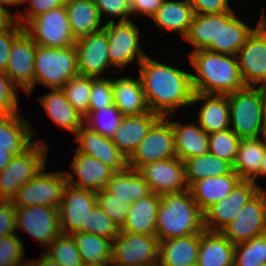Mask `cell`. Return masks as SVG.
<instances>
[{
	"instance_id": "cell-1",
	"label": "cell",
	"mask_w": 266,
	"mask_h": 266,
	"mask_svg": "<svg viewBox=\"0 0 266 266\" xmlns=\"http://www.w3.org/2000/svg\"><path fill=\"white\" fill-rule=\"evenodd\" d=\"M138 68L150 111L166 117L178 109L191 107L194 90L190 70L158 61L148 55Z\"/></svg>"
},
{
	"instance_id": "cell-2",
	"label": "cell",
	"mask_w": 266,
	"mask_h": 266,
	"mask_svg": "<svg viewBox=\"0 0 266 266\" xmlns=\"http://www.w3.org/2000/svg\"><path fill=\"white\" fill-rule=\"evenodd\" d=\"M193 72L191 81L194 92L212 95H230L246 87L237 58L201 49L188 53Z\"/></svg>"
},
{
	"instance_id": "cell-3",
	"label": "cell",
	"mask_w": 266,
	"mask_h": 266,
	"mask_svg": "<svg viewBox=\"0 0 266 266\" xmlns=\"http://www.w3.org/2000/svg\"><path fill=\"white\" fill-rule=\"evenodd\" d=\"M204 230V213L189 189L161 195L156 222L158 241L201 234Z\"/></svg>"
},
{
	"instance_id": "cell-4",
	"label": "cell",
	"mask_w": 266,
	"mask_h": 266,
	"mask_svg": "<svg viewBox=\"0 0 266 266\" xmlns=\"http://www.w3.org/2000/svg\"><path fill=\"white\" fill-rule=\"evenodd\" d=\"M49 144L36 138L23 153L14 155L0 172V200L12 201L18 189L31 181L47 165Z\"/></svg>"
},
{
	"instance_id": "cell-5",
	"label": "cell",
	"mask_w": 266,
	"mask_h": 266,
	"mask_svg": "<svg viewBox=\"0 0 266 266\" xmlns=\"http://www.w3.org/2000/svg\"><path fill=\"white\" fill-rule=\"evenodd\" d=\"M79 74L75 45L65 48L36 46L34 61V87L62 88Z\"/></svg>"
},
{
	"instance_id": "cell-6",
	"label": "cell",
	"mask_w": 266,
	"mask_h": 266,
	"mask_svg": "<svg viewBox=\"0 0 266 266\" xmlns=\"http://www.w3.org/2000/svg\"><path fill=\"white\" fill-rule=\"evenodd\" d=\"M230 129L241 139L266 136L263 98L253 86L228 95Z\"/></svg>"
},
{
	"instance_id": "cell-7",
	"label": "cell",
	"mask_w": 266,
	"mask_h": 266,
	"mask_svg": "<svg viewBox=\"0 0 266 266\" xmlns=\"http://www.w3.org/2000/svg\"><path fill=\"white\" fill-rule=\"evenodd\" d=\"M139 26L131 20L106 22L104 30L108 39V56L113 70L112 74L119 70L123 73L125 67L140 62L148 55L141 44V30ZM115 68V69H114ZM116 70V71H114Z\"/></svg>"
},
{
	"instance_id": "cell-8",
	"label": "cell",
	"mask_w": 266,
	"mask_h": 266,
	"mask_svg": "<svg viewBox=\"0 0 266 266\" xmlns=\"http://www.w3.org/2000/svg\"><path fill=\"white\" fill-rule=\"evenodd\" d=\"M24 32L39 46L65 48L75 45L65 6L51 9L30 20Z\"/></svg>"
},
{
	"instance_id": "cell-9",
	"label": "cell",
	"mask_w": 266,
	"mask_h": 266,
	"mask_svg": "<svg viewBox=\"0 0 266 266\" xmlns=\"http://www.w3.org/2000/svg\"><path fill=\"white\" fill-rule=\"evenodd\" d=\"M47 167L45 165L31 181L18 189L11 201L14 206L48 205L59 209L63 188L67 184L65 170L48 172Z\"/></svg>"
},
{
	"instance_id": "cell-10",
	"label": "cell",
	"mask_w": 266,
	"mask_h": 266,
	"mask_svg": "<svg viewBox=\"0 0 266 266\" xmlns=\"http://www.w3.org/2000/svg\"><path fill=\"white\" fill-rule=\"evenodd\" d=\"M174 115L160 117L149 129L128 159V167L139 170L143 165L177 157L171 119Z\"/></svg>"
},
{
	"instance_id": "cell-11",
	"label": "cell",
	"mask_w": 266,
	"mask_h": 266,
	"mask_svg": "<svg viewBox=\"0 0 266 266\" xmlns=\"http://www.w3.org/2000/svg\"><path fill=\"white\" fill-rule=\"evenodd\" d=\"M15 208L16 232H26L41 246H45L42 251L62 233L57 208L48 205L15 206Z\"/></svg>"
},
{
	"instance_id": "cell-12",
	"label": "cell",
	"mask_w": 266,
	"mask_h": 266,
	"mask_svg": "<svg viewBox=\"0 0 266 266\" xmlns=\"http://www.w3.org/2000/svg\"><path fill=\"white\" fill-rule=\"evenodd\" d=\"M220 232L233 244L266 234V188L251 198Z\"/></svg>"
},
{
	"instance_id": "cell-13",
	"label": "cell",
	"mask_w": 266,
	"mask_h": 266,
	"mask_svg": "<svg viewBox=\"0 0 266 266\" xmlns=\"http://www.w3.org/2000/svg\"><path fill=\"white\" fill-rule=\"evenodd\" d=\"M158 238L120 231L111 243V260L128 266H157Z\"/></svg>"
},
{
	"instance_id": "cell-14",
	"label": "cell",
	"mask_w": 266,
	"mask_h": 266,
	"mask_svg": "<svg viewBox=\"0 0 266 266\" xmlns=\"http://www.w3.org/2000/svg\"><path fill=\"white\" fill-rule=\"evenodd\" d=\"M97 205V193L69 185L64 186L59 206L62 234L83 232L89 212Z\"/></svg>"
},
{
	"instance_id": "cell-15",
	"label": "cell",
	"mask_w": 266,
	"mask_h": 266,
	"mask_svg": "<svg viewBox=\"0 0 266 266\" xmlns=\"http://www.w3.org/2000/svg\"><path fill=\"white\" fill-rule=\"evenodd\" d=\"M260 190L253 180L241 179L227 197L204 212V229L220 232Z\"/></svg>"
},
{
	"instance_id": "cell-16",
	"label": "cell",
	"mask_w": 266,
	"mask_h": 266,
	"mask_svg": "<svg viewBox=\"0 0 266 266\" xmlns=\"http://www.w3.org/2000/svg\"><path fill=\"white\" fill-rule=\"evenodd\" d=\"M79 75L105 78L106 70L113 69L108 56V39L104 29L76 40Z\"/></svg>"
},
{
	"instance_id": "cell-17",
	"label": "cell",
	"mask_w": 266,
	"mask_h": 266,
	"mask_svg": "<svg viewBox=\"0 0 266 266\" xmlns=\"http://www.w3.org/2000/svg\"><path fill=\"white\" fill-rule=\"evenodd\" d=\"M138 172L143 176L150 191L163 195L188 190L184 162L178 157L154 161L143 165Z\"/></svg>"
},
{
	"instance_id": "cell-18",
	"label": "cell",
	"mask_w": 266,
	"mask_h": 266,
	"mask_svg": "<svg viewBox=\"0 0 266 266\" xmlns=\"http://www.w3.org/2000/svg\"><path fill=\"white\" fill-rule=\"evenodd\" d=\"M37 44L23 32L14 42L10 51L5 74L11 83L28 96L34 90V61Z\"/></svg>"
},
{
	"instance_id": "cell-19",
	"label": "cell",
	"mask_w": 266,
	"mask_h": 266,
	"mask_svg": "<svg viewBox=\"0 0 266 266\" xmlns=\"http://www.w3.org/2000/svg\"><path fill=\"white\" fill-rule=\"evenodd\" d=\"M236 58L246 86H254L266 76V19L249 36Z\"/></svg>"
},
{
	"instance_id": "cell-20",
	"label": "cell",
	"mask_w": 266,
	"mask_h": 266,
	"mask_svg": "<svg viewBox=\"0 0 266 266\" xmlns=\"http://www.w3.org/2000/svg\"><path fill=\"white\" fill-rule=\"evenodd\" d=\"M70 166V171L65 170L67 183L73 187L96 193L105 188L114 173L97 158L82 154L76 149Z\"/></svg>"
},
{
	"instance_id": "cell-21",
	"label": "cell",
	"mask_w": 266,
	"mask_h": 266,
	"mask_svg": "<svg viewBox=\"0 0 266 266\" xmlns=\"http://www.w3.org/2000/svg\"><path fill=\"white\" fill-rule=\"evenodd\" d=\"M78 152L97 158L114 172L125 170L128 159L118 150L111 138L102 136L83 125L74 136Z\"/></svg>"
},
{
	"instance_id": "cell-22",
	"label": "cell",
	"mask_w": 266,
	"mask_h": 266,
	"mask_svg": "<svg viewBox=\"0 0 266 266\" xmlns=\"http://www.w3.org/2000/svg\"><path fill=\"white\" fill-rule=\"evenodd\" d=\"M240 16L235 12L219 13L217 53L236 56L253 31L266 19L263 9L260 20L253 28Z\"/></svg>"
},
{
	"instance_id": "cell-23",
	"label": "cell",
	"mask_w": 266,
	"mask_h": 266,
	"mask_svg": "<svg viewBox=\"0 0 266 266\" xmlns=\"http://www.w3.org/2000/svg\"><path fill=\"white\" fill-rule=\"evenodd\" d=\"M196 103L199 105L196 122L205 132L210 134L230 128L228 95L194 92L191 107Z\"/></svg>"
},
{
	"instance_id": "cell-24",
	"label": "cell",
	"mask_w": 266,
	"mask_h": 266,
	"mask_svg": "<svg viewBox=\"0 0 266 266\" xmlns=\"http://www.w3.org/2000/svg\"><path fill=\"white\" fill-rule=\"evenodd\" d=\"M49 90L50 92L37 98V101L55 126L75 136L84 125V116L70 104L61 88Z\"/></svg>"
},
{
	"instance_id": "cell-25",
	"label": "cell",
	"mask_w": 266,
	"mask_h": 266,
	"mask_svg": "<svg viewBox=\"0 0 266 266\" xmlns=\"http://www.w3.org/2000/svg\"><path fill=\"white\" fill-rule=\"evenodd\" d=\"M38 130L34 128L22 111L12 115H0V149L15 155L23 153L34 142Z\"/></svg>"
},
{
	"instance_id": "cell-26",
	"label": "cell",
	"mask_w": 266,
	"mask_h": 266,
	"mask_svg": "<svg viewBox=\"0 0 266 266\" xmlns=\"http://www.w3.org/2000/svg\"><path fill=\"white\" fill-rule=\"evenodd\" d=\"M161 116L155 112L124 116L115 131L112 142L129 159L138 144L147 136L149 129Z\"/></svg>"
},
{
	"instance_id": "cell-27",
	"label": "cell",
	"mask_w": 266,
	"mask_h": 266,
	"mask_svg": "<svg viewBox=\"0 0 266 266\" xmlns=\"http://www.w3.org/2000/svg\"><path fill=\"white\" fill-rule=\"evenodd\" d=\"M111 78L113 102L124 116L141 115L150 112L139 76L123 75ZM125 76V77H124Z\"/></svg>"
},
{
	"instance_id": "cell-28",
	"label": "cell",
	"mask_w": 266,
	"mask_h": 266,
	"mask_svg": "<svg viewBox=\"0 0 266 266\" xmlns=\"http://www.w3.org/2000/svg\"><path fill=\"white\" fill-rule=\"evenodd\" d=\"M200 234L159 241L157 266H196Z\"/></svg>"
},
{
	"instance_id": "cell-29",
	"label": "cell",
	"mask_w": 266,
	"mask_h": 266,
	"mask_svg": "<svg viewBox=\"0 0 266 266\" xmlns=\"http://www.w3.org/2000/svg\"><path fill=\"white\" fill-rule=\"evenodd\" d=\"M241 180L233 170L229 174L207 177L194 182L189 190L192 198L204 213L209 207L227 197Z\"/></svg>"
},
{
	"instance_id": "cell-30",
	"label": "cell",
	"mask_w": 266,
	"mask_h": 266,
	"mask_svg": "<svg viewBox=\"0 0 266 266\" xmlns=\"http://www.w3.org/2000/svg\"><path fill=\"white\" fill-rule=\"evenodd\" d=\"M161 196L151 192L133 202L120 231L156 236V222Z\"/></svg>"
},
{
	"instance_id": "cell-31",
	"label": "cell",
	"mask_w": 266,
	"mask_h": 266,
	"mask_svg": "<svg viewBox=\"0 0 266 266\" xmlns=\"http://www.w3.org/2000/svg\"><path fill=\"white\" fill-rule=\"evenodd\" d=\"M194 11L187 0H164L150 18L163 32L178 33L184 39L190 29Z\"/></svg>"
},
{
	"instance_id": "cell-32",
	"label": "cell",
	"mask_w": 266,
	"mask_h": 266,
	"mask_svg": "<svg viewBox=\"0 0 266 266\" xmlns=\"http://www.w3.org/2000/svg\"><path fill=\"white\" fill-rule=\"evenodd\" d=\"M177 157L184 161L209 152V134L198 123L171 120Z\"/></svg>"
},
{
	"instance_id": "cell-33",
	"label": "cell",
	"mask_w": 266,
	"mask_h": 266,
	"mask_svg": "<svg viewBox=\"0 0 266 266\" xmlns=\"http://www.w3.org/2000/svg\"><path fill=\"white\" fill-rule=\"evenodd\" d=\"M235 244L221 232L204 230L200 234V247L196 266H233Z\"/></svg>"
},
{
	"instance_id": "cell-34",
	"label": "cell",
	"mask_w": 266,
	"mask_h": 266,
	"mask_svg": "<svg viewBox=\"0 0 266 266\" xmlns=\"http://www.w3.org/2000/svg\"><path fill=\"white\" fill-rule=\"evenodd\" d=\"M71 32L77 40L83 36L100 31L105 26L93 0H66Z\"/></svg>"
},
{
	"instance_id": "cell-35",
	"label": "cell",
	"mask_w": 266,
	"mask_h": 266,
	"mask_svg": "<svg viewBox=\"0 0 266 266\" xmlns=\"http://www.w3.org/2000/svg\"><path fill=\"white\" fill-rule=\"evenodd\" d=\"M104 189L129 206L151 193L143 176L130 167L114 172Z\"/></svg>"
},
{
	"instance_id": "cell-36",
	"label": "cell",
	"mask_w": 266,
	"mask_h": 266,
	"mask_svg": "<svg viewBox=\"0 0 266 266\" xmlns=\"http://www.w3.org/2000/svg\"><path fill=\"white\" fill-rule=\"evenodd\" d=\"M266 150V136L241 139L232 169L241 179L252 180L258 173Z\"/></svg>"
},
{
	"instance_id": "cell-37",
	"label": "cell",
	"mask_w": 266,
	"mask_h": 266,
	"mask_svg": "<svg viewBox=\"0 0 266 266\" xmlns=\"http://www.w3.org/2000/svg\"><path fill=\"white\" fill-rule=\"evenodd\" d=\"M219 33V13L218 14H194L189 32L183 39L192 45L190 52L206 49L217 53V39Z\"/></svg>"
},
{
	"instance_id": "cell-38",
	"label": "cell",
	"mask_w": 266,
	"mask_h": 266,
	"mask_svg": "<svg viewBox=\"0 0 266 266\" xmlns=\"http://www.w3.org/2000/svg\"><path fill=\"white\" fill-rule=\"evenodd\" d=\"M183 162L188 187L198 180L223 176L233 171L232 165L228 161L219 159L210 152L201 156L191 157Z\"/></svg>"
},
{
	"instance_id": "cell-39",
	"label": "cell",
	"mask_w": 266,
	"mask_h": 266,
	"mask_svg": "<svg viewBox=\"0 0 266 266\" xmlns=\"http://www.w3.org/2000/svg\"><path fill=\"white\" fill-rule=\"evenodd\" d=\"M83 263H102L111 260V243L92 233L77 232L72 234Z\"/></svg>"
},
{
	"instance_id": "cell-40",
	"label": "cell",
	"mask_w": 266,
	"mask_h": 266,
	"mask_svg": "<svg viewBox=\"0 0 266 266\" xmlns=\"http://www.w3.org/2000/svg\"><path fill=\"white\" fill-rule=\"evenodd\" d=\"M123 117L120 110L112 105L96 111H89L84 117V125L104 137L112 138Z\"/></svg>"
},
{
	"instance_id": "cell-41",
	"label": "cell",
	"mask_w": 266,
	"mask_h": 266,
	"mask_svg": "<svg viewBox=\"0 0 266 266\" xmlns=\"http://www.w3.org/2000/svg\"><path fill=\"white\" fill-rule=\"evenodd\" d=\"M266 264V234L235 244L233 266H261Z\"/></svg>"
},
{
	"instance_id": "cell-42",
	"label": "cell",
	"mask_w": 266,
	"mask_h": 266,
	"mask_svg": "<svg viewBox=\"0 0 266 266\" xmlns=\"http://www.w3.org/2000/svg\"><path fill=\"white\" fill-rule=\"evenodd\" d=\"M43 252L63 266L83 265V261L72 235L61 233Z\"/></svg>"
},
{
	"instance_id": "cell-43",
	"label": "cell",
	"mask_w": 266,
	"mask_h": 266,
	"mask_svg": "<svg viewBox=\"0 0 266 266\" xmlns=\"http://www.w3.org/2000/svg\"><path fill=\"white\" fill-rule=\"evenodd\" d=\"M61 89L70 104L85 117L89 113L92 77L78 74L71 78Z\"/></svg>"
},
{
	"instance_id": "cell-44",
	"label": "cell",
	"mask_w": 266,
	"mask_h": 266,
	"mask_svg": "<svg viewBox=\"0 0 266 266\" xmlns=\"http://www.w3.org/2000/svg\"><path fill=\"white\" fill-rule=\"evenodd\" d=\"M241 138L230 128L209 134V152L219 159L234 163Z\"/></svg>"
},
{
	"instance_id": "cell-45",
	"label": "cell",
	"mask_w": 266,
	"mask_h": 266,
	"mask_svg": "<svg viewBox=\"0 0 266 266\" xmlns=\"http://www.w3.org/2000/svg\"><path fill=\"white\" fill-rule=\"evenodd\" d=\"M83 232L92 233L113 241L120 227L97 204L88 214Z\"/></svg>"
},
{
	"instance_id": "cell-46",
	"label": "cell",
	"mask_w": 266,
	"mask_h": 266,
	"mask_svg": "<svg viewBox=\"0 0 266 266\" xmlns=\"http://www.w3.org/2000/svg\"><path fill=\"white\" fill-rule=\"evenodd\" d=\"M22 240L18 232L0 238V266H16L26 261Z\"/></svg>"
},
{
	"instance_id": "cell-47",
	"label": "cell",
	"mask_w": 266,
	"mask_h": 266,
	"mask_svg": "<svg viewBox=\"0 0 266 266\" xmlns=\"http://www.w3.org/2000/svg\"><path fill=\"white\" fill-rule=\"evenodd\" d=\"M114 105L113 86L109 77L93 78L89 99V111H96Z\"/></svg>"
},
{
	"instance_id": "cell-48",
	"label": "cell",
	"mask_w": 266,
	"mask_h": 266,
	"mask_svg": "<svg viewBox=\"0 0 266 266\" xmlns=\"http://www.w3.org/2000/svg\"><path fill=\"white\" fill-rule=\"evenodd\" d=\"M97 204L121 228L129 212L126 201L119 200L105 189L97 192Z\"/></svg>"
},
{
	"instance_id": "cell-49",
	"label": "cell",
	"mask_w": 266,
	"mask_h": 266,
	"mask_svg": "<svg viewBox=\"0 0 266 266\" xmlns=\"http://www.w3.org/2000/svg\"><path fill=\"white\" fill-rule=\"evenodd\" d=\"M102 19L110 18L107 22L131 20L129 0H93ZM105 15V16H104ZM114 18V19H112Z\"/></svg>"
},
{
	"instance_id": "cell-50",
	"label": "cell",
	"mask_w": 266,
	"mask_h": 266,
	"mask_svg": "<svg viewBox=\"0 0 266 266\" xmlns=\"http://www.w3.org/2000/svg\"><path fill=\"white\" fill-rule=\"evenodd\" d=\"M19 90L11 83L5 72L0 71V115H12L19 108Z\"/></svg>"
},
{
	"instance_id": "cell-51",
	"label": "cell",
	"mask_w": 266,
	"mask_h": 266,
	"mask_svg": "<svg viewBox=\"0 0 266 266\" xmlns=\"http://www.w3.org/2000/svg\"><path fill=\"white\" fill-rule=\"evenodd\" d=\"M26 6V14L22 11H15L13 14L23 27L32 19L36 18L40 14H43L51 9H56L65 6L66 0H24Z\"/></svg>"
},
{
	"instance_id": "cell-52",
	"label": "cell",
	"mask_w": 266,
	"mask_h": 266,
	"mask_svg": "<svg viewBox=\"0 0 266 266\" xmlns=\"http://www.w3.org/2000/svg\"><path fill=\"white\" fill-rule=\"evenodd\" d=\"M23 32L24 27L18 21L9 29L0 31V71H6L13 42Z\"/></svg>"
},
{
	"instance_id": "cell-53",
	"label": "cell",
	"mask_w": 266,
	"mask_h": 266,
	"mask_svg": "<svg viewBox=\"0 0 266 266\" xmlns=\"http://www.w3.org/2000/svg\"><path fill=\"white\" fill-rule=\"evenodd\" d=\"M193 8L194 14H218L235 12L230 1L232 0H187Z\"/></svg>"
},
{
	"instance_id": "cell-54",
	"label": "cell",
	"mask_w": 266,
	"mask_h": 266,
	"mask_svg": "<svg viewBox=\"0 0 266 266\" xmlns=\"http://www.w3.org/2000/svg\"><path fill=\"white\" fill-rule=\"evenodd\" d=\"M16 208L11 201L0 200V238L16 234Z\"/></svg>"
},
{
	"instance_id": "cell-55",
	"label": "cell",
	"mask_w": 266,
	"mask_h": 266,
	"mask_svg": "<svg viewBox=\"0 0 266 266\" xmlns=\"http://www.w3.org/2000/svg\"><path fill=\"white\" fill-rule=\"evenodd\" d=\"M131 15L134 18L146 16V18H151L156 11L161 7L164 0H129Z\"/></svg>"
},
{
	"instance_id": "cell-56",
	"label": "cell",
	"mask_w": 266,
	"mask_h": 266,
	"mask_svg": "<svg viewBox=\"0 0 266 266\" xmlns=\"http://www.w3.org/2000/svg\"><path fill=\"white\" fill-rule=\"evenodd\" d=\"M16 22V16L9 11L8 7L0 6V31L9 29Z\"/></svg>"
},
{
	"instance_id": "cell-57",
	"label": "cell",
	"mask_w": 266,
	"mask_h": 266,
	"mask_svg": "<svg viewBox=\"0 0 266 266\" xmlns=\"http://www.w3.org/2000/svg\"><path fill=\"white\" fill-rule=\"evenodd\" d=\"M32 262L33 266H63L59 262L50 258L47 254L43 251L40 254V257L37 259H29Z\"/></svg>"
},
{
	"instance_id": "cell-58",
	"label": "cell",
	"mask_w": 266,
	"mask_h": 266,
	"mask_svg": "<svg viewBox=\"0 0 266 266\" xmlns=\"http://www.w3.org/2000/svg\"><path fill=\"white\" fill-rule=\"evenodd\" d=\"M15 154L0 149V172L10 163Z\"/></svg>"
},
{
	"instance_id": "cell-59",
	"label": "cell",
	"mask_w": 266,
	"mask_h": 266,
	"mask_svg": "<svg viewBox=\"0 0 266 266\" xmlns=\"http://www.w3.org/2000/svg\"><path fill=\"white\" fill-rule=\"evenodd\" d=\"M261 177L266 178V150H265L263 158H262V163H261V166L259 168V173L252 179L261 189H264V187L261 186L258 182V179L261 180Z\"/></svg>"
},
{
	"instance_id": "cell-60",
	"label": "cell",
	"mask_w": 266,
	"mask_h": 266,
	"mask_svg": "<svg viewBox=\"0 0 266 266\" xmlns=\"http://www.w3.org/2000/svg\"><path fill=\"white\" fill-rule=\"evenodd\" d=\"M261 96H266V76L253 86Z\"/></svg>"
},
{
	"instance_id": "cell-61",
	"label": "cell",
	"mask_w": 266,
	"mask_h": 266,
	"mask_svg": "<svg viewBox=\"0 0 266 266\" xmlns=\"http://www.w3.org/2000/svg\"><path fill=\"white\" fill-rule=\"evenodd\" d=\"M24 4V0H0V6L6 8L7 6L15 7Z\"/></svg>"
},
{
	"instance_id": "cell-62",
	"label": "cell",
	"mask_w": 266,
	"mask_h": 266,
	"mask_svg": "<svg viewBox=\"0 0 266 266\" xmlns=\"http://www.w3.org/2000/svg\"><path fill=\"white\" fill-rule=\"evenodd\" d=\"M263 98V119H264V128L266 134V96H262Z\"/></svg>"
},
{
	"instance_id": "cell-63",
	"label": "cell",
	"mask_w": 266,
	"mask_h": 266,
	"mask_svg": "<svg viewBox=\"0 0 266 266\" xmlns=\"http://www.w3.org/2000/svg\"><path fill=\"white\" fill-rule=\"evenodd\" d=\"M82 266H109V262H102V263H83Z\"/></svg>"
},
{
	"instance_id": "cell-64",
	"label": "cell",
	"mask_w": 266,
	"mask_h": 266,
	"mask_svg": "<svg viewBox=\"0 0 266 266\" xmlns=\"http://www.w3.org/2000/svg\"><path fill=\"white\" fill-rule=\"evenodd\" d=\"M109 266H128V265L120 263V262H116L114 260H110L109 261Z\"/></svg>"
},
{
	"instance_id": "cell-65",
	"label": "cell",
	"mask_w": 266,
	"mask_h": 266,
	"mask_svg": "<svg viewBox=\"0 0 266 266\" xmlns=\"http://www.w3.org/2000/svg\"><path fill=\"white\" fill-rule=\"evenodd\" d=\"M16 266H33V265L32 262L29 259H27L24 263L18 264Z\"/></svg>"
}]
</instances>
